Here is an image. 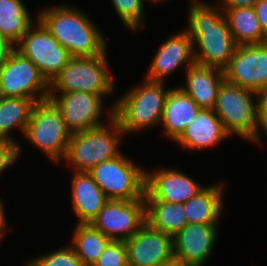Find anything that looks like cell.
Segmentation results:
<instances>
[{
	"mask_svg": "<svg viewBox=\"0 0 267 266\" xmlns=\"http://www.w3.org/2000/svg\"><path fill=\"white\" fill-rule=\"evenodd\" d=\"M23 0H0V37L17 46L26 31L37 21Z\"/></svg>",
	"mask_w": 267,
	"mask_h": 266,
	"instance_id": "24",
	"label": "cell"
},
{
	"mask_svg": "<svg viewBox=\"0 0 267 266\" xmlns=\"http://www.w3.org/2000/svg\"><path fill=\"white\" fill-rule=\"evenodd\" d=\"M74 228L69 245L74 249L83 266H93L111 240L90 223H77Z\"/></svg>",
	"mask_w": 267,
	"mask_h": 266,
	"instance_id": "27",
	"label": "cell"
},
{
	"mask_svg": "<svg viewBox=\"0 0 267 266\" xmlns=\"http://www.w3.org/2000/svg\"><path fill=\"white\" fill-rule=\"evenodd\" d=\"M257 96V117L261 125L267 121V84L256 92Z\"/></svg>",
	"mask_w": 267,
	"mask_h": 266,
	"instance_id": "32",
	"label": "cell"
},
{
	"mask_svg": "<svg viewBox=\"0 0 267 266\" xmlns=\"http://www.w3.org/2000/svg\"><path fill=\"white\" fill-rule=\"evenodd\" d=\"M262 132L267 136V121H264L261 125H260V128H259V132L257 134V137L255 138V140L252 142L253 143H260V139H263L261 136H262Z\"/></svg>",
	"mask_w": 267,
	"mask_h": 266,
	"instance_id": "37",
	"label": "cell"
},
{
	"mask_svg": "<svg viewBox=\"0 0 267 266\" xmlns=\"http://www.w3.org/2000/svg\"><path fill=\"white\" fill-rule=\"evenodd\" d=\"M227 82L257 92L267 84V42L237 45L223 70Z\"/></svg>",
	"mask_w": 267,
	"mask_h": 266,
	"instance_id": "13",
	"label": "cell"
},
{
	"mask_svg": "<svg viewBox=\"0 0 267 266\" xmlns=\"http://www.w3.org/2000/svg\"><path fill=\"white\" fill-rule=\"evenodd\" d=\"M185 84L180 87L201 109H214L219 87L225 80L221 69L194 63L185 71Z\"/></svg>",
	"mask_w": 267,
	"mask_h": 266,
	"instance_id": "19",
	"label": "cell"
},
{
	"mask_svg": "<svg viewBox=\"0 0 267 266\" xmlns=\"http://www.w3.org/2000/svg\"><path fill=\"white\" fill-rule=\"evenodd\" d=\"M259 0H216L215 2L222 8L226 9L239 8V7H254Z\"/></svg>",
	"mask_w": 267,
	"mask_h": 266,
	"instance_id": "34",
	"label": "cell"
},
{
	"mask_svg": "<svg viewBox=\"0 0 267 266\" xmlns=\"http://www.w3.org/2000/svg\"><path fill=\"white\" fill-rule=\"evenodd\" d=\"M165 82L142 80V84L129 88L115 99L113 117L124 134L141 132L153 126H160L166 97L170 88Z\"/></svg>",
	"mask_w": 267,
	"mask_h": 266,
	"instance_id": "3",
	"label": "cell"
},
{
	"mask_svg": "<svg viewBox=\"0 0 267 266\" xmlns=\"http://www.w3.org/2000/svg\"><path fill=\"white\" fill-rule=\"evenodd\" d=\"M72 207L78 224H88L108 201L88 172H74L71 183Z\"/></svg>",
	"mask_w": 267,
	"mask_h": 266,
	"instance_id": "21",
	"label": "cell"
},
{
	"mask_svg": "<svg viewBox=\"0 0 267 266\" xmlns=\"http://www.w3.org/2000/svg\"><path fill=\"white\" fill-rule=\"evenodd\" d=\"M93 266H129L125 241L111 240Z\"/></svg>",
	"mask_w": 267,
	"mask_h": 266,
	"instance_id": "30",
	"label": "cell"
},
{
	"mask_svg": "<svg viewBox=\"0 0 267 266\" xmlns=\"http://www.w3.org/2000/svg\"><path fill=\"white\" fill-rule=\"evenodd\" d=\"M36 103L34 99L27 97L0 96V140L19 144V158L22 153L21 145L12 138L11 133L18 130L24 136Z\"/></svg>",
	"mask_w": 267,
	"mask_h": 266,
	"instance_id": "23",
	"label": "cell"
},
{
	"mask_svg": "<svg viewBox=\"0 0 267 266\" xmlns=\"http://www.w3.org/2000/svg\"><path fill=\"white\" fill-rule=\"evenodd\" d=\"M70 137L71 133L54 103L50 99L37 102L24 138L57 164L65 157Z\"/></svg>",
	"mask_w": 267,
	"mask_h": 266,
	"instance_id": "8",
	"label": "cell"
},
{
	"mask_svg": "<svg viewBox=\"0 0 267 266\" xmlns=\"http://www.w3.org/2000/svg\"><path fill=\"white\" fill-rule=\"evenodd\" d=\"M87 172L108 200L145 198L146 170L123 153L97 164Z\"/></svg>",
	"mask_w": 267,
	"mask_h": 266,
	"instance_id": "7",
	"label": "cell"
},
{
	"mask_svg": "<svg viewBox=\"0 0 267 266\" xmlns=\"http://www.w3.org/2000/svg\"><path fill=\"white\" fill-rule=\"evenodd\" d=\"M189 1L184 30L193 41L195 63L224 70L237 47L224 11L216 2Z\"/></svg>",
	"mask_w": 267,
	"mask_h": 266,
	"instance_id": "1",
	"label": "cell"
},
{
	"mask_svg": "<svg viewBox=\"0 0 267 266\" xmlns=\"http://www.w3.org/2000/svg\"><path fill=\"white\" fill-rule=\"evenodd\" d=\"M224 15L237 45L267 42V36L262 32L254 7L226 9Z\"/></svg>",
	"mask_w": 267,
	"mask_h": 266,
	"instance_id": "25",
	"label": "cell"
},
{
	"mask_svg": "<svg viewBox=\"0 0 267 266\" xmlns=\"http://www.w3.org/2000/svg\"><path fill=\"white\" fill-rule=\"evenodd\" d=\"M224 188V189H223ZM224 184L208 185L196 196L185 202L188 224H218L223 215Z\"/></svg>",
	"mask_w": 267,
	"mask_h": 266,
	"instance_id": "22",
	"label": "cell"
},
{
	"mask_svg": "<svg viewBox=\"0 0 267 266\" xmlns=\"http://www.w3.org/2000/svg\"><path fill=\"white\" fill-rule=\"evenodd\" d=\"M145 2L144 0H111L113 8L123 25L127 30L134 32L146 28Z\"/></svg>",
	"mask_w": 267,
	"mask_h": 266,
	"instance_id": "28",
	"label": "cell"
},
{
	"mask_svg": "<svg viewBox=\"0 0 267 266\" xmlns=\"http://www.w3.org/2000/svg\"><path fill=\"white\" fill-rule=\"evenodd\" d=\"M19 159V144L0 140V174L5 172Z\"/></svg>",
	"mask_w": 267,
	"mask_h": 266,
	"instance_id": "31",
	"label": "cell"
},
{
	"mask_svg": "<svg viewBox=\"0 0 267 266\" xmlns=\"http://www.w3.org/2000/svg\"><path fill=\"white\" fill-rule=\"evenodd\" d=\"M49 99L61 112L66 128L71 134L106 124L102 120L105 110L108 120L113 117L114 105L111 104L105 109L102 95L79 91L49 92Z\"/></svg>",
	"mask_w": 267,
	"mask_h": 266,
	"instance_id": "9",
	"label": "cell"
},
{
	"mask_svg": "<svg viewBox=\"0 0 267 266\" xmlns=\"http://www.w3.org/2000/svg\"><path fill=\"white\" fill-rule=\"evenodd\" d=\"M201 108L180 87L170 88L166 97L161 124L163 132L174 142Z\"/></svg>",
	"mask_w": 267,
	"mask_h": 266,
	"instance_id": "20",
	"label": "cell"
},
{
	"mask_svg": "<svg viewBox=\"0 0 267 266\" xmlns=\"http://www.w3.org/2000/svg\"><path fill=\"white\" fill-rule=\"evenodd\" d=\"M7 219H6V214H0V243L3 240V237L5 236V232L7 229Z\"/></svg>",
	"mask_w": 267,
	"mask_h": 266,
	"instance_id": "36",
	"label": "cell"
},
{
	"mask_svg": "<svg viewBox=\"0 0 267 266\" xmlns=\"http://www.w3.org/2000/svg\"><path fill=\"white\" fill-rule=\"evenodd\" d=\"M230 137L212 109H201L174 143L197 151L211 149Z\"/></svg>",
	"mask_w": 267,
	"mask_h": 266,
	"instance_id": "18",
	"label": "cell"
},
{
	"mask_svg": "<svg viewBox=\"0 0 267 266\" xmlns=\"http://www.w3.org/2000/svg\"><path fill=\"white\" fill-rule=\"evenodd\" d=\"M67 4L39 10L37 19L50 34L68 50L71 57H91L102 54L108 42L89 15Z\"/></svg>",
	"mask_w": 267,
	"mask_h": 266,
	"instance_id": "2",
	"label": "cell"
},
{
	"mask_svg": "<svg viewBox=\"0 0 267 266\" xmlns=\"http://www.w3.org/2000/svg\"><path fill=\"white\" fill-rule=\"evenodd\" d=\"M16 49L38 67L49 83L71 58L68 50L58 43L38 19L23 35Z\"/></svg>",
	"mask_w": 267,
	"mask_h": 266,
	"instance_id": "11",
	"label": "cell"
},
{
	"mask_svg": "<svg viewBox=\"0 0 267 266\" xmlns=\"http://www.w3.org/2000/svg\"><path fill=\"white\" fill-rule=\"evenodd\" d=\"M15 49V45L0 37V69L4 66L5 62L9 59L11 53Z\"/></svg>",
	"mask_w": 267,
	"mask_h": 266,
	"instance_id": "35",
	"label": "cell"
},
{
	"mask_svg": "<svg viewBox=\"0 0 267 266\" xmlns=\"http://www.w3.org/2000/svg\"><path fill=\"white\" fill-rule=\"evenodd\" d=\"M108 48L97 56L71 57L49 83V92H87L108 97L115 93V81L108 63Z\"/></svg>",
	"mask_w": 267,
	"mask_h": 266,
	"instance_id": "5",
	"label": "cell"
},
{
	"mask_svg": "<svg viewBox=\"0 0 267 266\" xmlns=\"http://www.w3.org/2000/svg\"><path fill=\"white\" fill-rule=\"evenodd\" d=\"M5 206H4V203H3V200H1L0 198V214H6L5 212Z\"/></svg>",
	"mask_w": 267,
	"mask_h": 266,
	"instance_id": "39",
	"label": "cell"
},
{
	"mask_svg": "<svg viewBox=\"0 0 267 266\" xmlns=\"http://www.w3.org/2000/svg\"><path fill=\"white\" fill-rule=\"evenodd\" d=\"M158 266H185V265H183L180 261L173 258L171 261Z\"/></svg>",
	"mask_w": 267,
	"mask_h": 266,
	"instance_id": "38",
	"label": "cell"
},
{
	"mask_svg": "<svg viewBox=\"0 0 267 266\" xmlns=\"http://www.w3.org/2000/svg\"><path fill=\"white\" fill-rule=\"evenodd\" d=\"M106 124L71 134L64 159L73 172H87L97 164L122 154L124 134L118 121L112 117Z\"/></svg>",
	"mask_w": 267,
	"mask_h": 266,
	"instance_id": "4",
	"label": "cell"
},
{
	"mask_svg": "<svg viewBox=\"0 0 267 266\" xmlns=\"http://www.w3.org/2000/svg\"><path fill=\"white\" fill-rule=\"evenodd\" d=\"M146 201V222L153 228L174 237L188 223L183 204L159 200Z\"/></svg>",
	"mask_w": 267,
	"mask_h": 266,
	"instance_id": "26",
	"label": "cell"
},
{
	"mask_svg": "<svg viewBox=\"0 0 267 266\" xmlns=\"http://www.w3.org/2000/svg\"><path fill=\"white\" fill-rule=\"evenodd\" d=\"M24 266H83L75 254L74 249L68 244L60 249H55L44 255L35 256L25 262Z\"/></svg>",
	"mask_w": 267,
	"mask_h": 266,
	"instance_id": "29",
	"label": "cell"
},
{
	"mask_svg": "<svg viewBox=\"0 0 267 266\" xmlns=\"http://www.w3.org/2000/svg\"><path fill=\"white\" fill-rule=\"evenodd\" d=\"M125 245L129 266H158L174 258L172 237L147 222Z\"/></svg>",
	"mask_w": 267,
	"mask_h": 266,
	"instance_id": "16",
	"label": "cell"
},
{
	"mask_svg": "<svg viewBox=\"0 0 267 266\" xmlns=\"http://www.w3.org/2000/svg\"><path fill=\"white\" fill-rule=\"evenodd\" d=\"M254 9L262 29V32L267 36V0H259Z\"/></svg>",
	"mask_w": 267,
	"mask_h": 266,
	"instance_id": "33",
	"label": "cell"
},
{
	"mask_svg": "<svg viewBox=\"0 0 267 266\" xmlns=\"http://www.w3.org/2000/svg\"><path fill=\"white\" fill-rule=\"evenodd\" d=\"M146 1L149 2V3L151 2V3H153V4H154V3H155V4H158V3L161 4L162 2H163V3H166V1H168V0H146ZM169 1H170V0H169Z\"/></svg>",
	"mask_w": 267,
	"mask_h": 266,
	"instance_id": "40",
	"label": "cell"
},
{
	"mask_svg": "<svg viewBox=\"0 0 267 266\" xmlns=\"http://www.w3.org/2000/svg\"><path fill=\"white\" fill-rule=\"evenodd\" d=\"M146 222L145 198L136 200H108L91 225L110 240L132 238Z\"/></svg>",
	"mask_w": 267,
	"mask_h": 266,
	"instance_id": "12",
	"label": "cell"
},
{
	"mask_svg": "<svg viewBox=\"0 0 267 266\" xmlns=\"http://www.w3.org/2000/svg\"><path fill=\"white\" fill-rule=\"evenodd\" d=\"M225 131L252 143L259 132L256 92L224 80L213 109Z\"/></svg>",
	"mask_w": 267,
	"mask_h": 266,
	"instance_id": "6",
	"label": "cell"
},
{
	"mask_svg": "<svg viewBox=\"0 0 267 266\" xmlns=\"http://www.w3.org/2000/svg\"><path fill=\"white\" fill-rule=\"evenodd\" d=\"M0 96L49 99V82L38 67L15 49L0 69Z\"/></svg>",
	"mask_w": 267,
	"mask_h": 266,
	"instance_id": "10",
	"label": "cell"
},
{
	"mask_svg": "<svg viewBox=\"0 0 267 266\" xmlns=\"http://www.w3.org/2000/svg\"><path fill=\"white\" fill-rule=\"evenodd\" d=\"M157 50L145 75L148 80L165 82L181 67L187 69L195 63L193 41L185 30L169 36Z\"/></svg>",
	"mask_w": 267,
	"mask_h": 266,
	"instance_id": "17",
	"label": "cell"
},
{
	"mask_svg": "<svg viewBox=\"0 0 267 266\" xmlns=\"http://www.w3.org/2000/svg\"><path fill=\"white\" fill-rule=\"evenodd\" d=\"M219 224H187L172 237L173 257L185 266H204L218 239Z\"/></svg>",
	"mask_w": 267,
	"mask_h": 266,
	"instance_id": "15",
	"label": "cell"
},
{
	"mask_svg": "<svg viewBox=\"0 0 267 266\" xmlns=\"http://www.w3.org/2000/svg\"><path fill=\"white\" fill-rule=\"evenodd\" d=\"M200 184L183 171L171 167L146 170L145 200L184 204L206 187Z\"/></svg>",
	"mask_w": 267,
	"mask_h": 266,
	"instance_id": "14",
	"label": "cell"
}]
</instances>
